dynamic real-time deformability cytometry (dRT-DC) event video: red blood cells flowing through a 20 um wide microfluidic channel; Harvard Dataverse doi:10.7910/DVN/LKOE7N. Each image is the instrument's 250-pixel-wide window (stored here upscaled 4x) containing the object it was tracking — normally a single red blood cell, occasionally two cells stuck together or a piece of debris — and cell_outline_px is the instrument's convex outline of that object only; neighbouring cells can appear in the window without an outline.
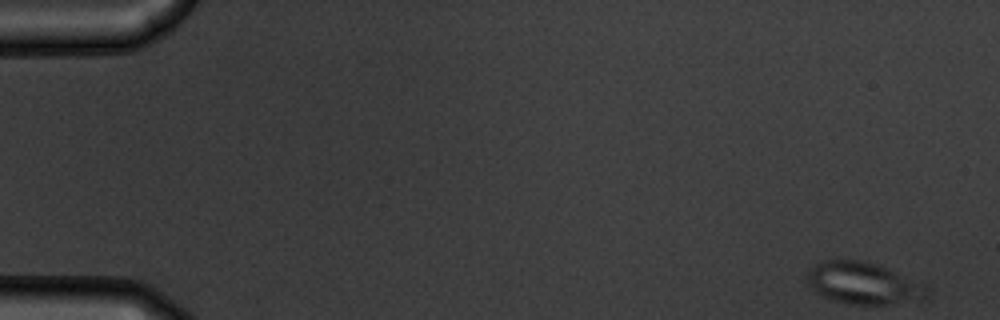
{"species": "common noctule bat (a hibernating species)", "species_latin": "Nyctalus noctula", "temperature_condition": "warm", "stored_images_in_passage": 54, "camera_frame_rate_fps": 3000, "um_per_image_px": 0.085, "animal": {"sex": "male", "body_mass_g": 19.5, "forearm_length_mm": 54.6}, "frame": {"image": 1, "passage_image": 1, "time_ms": 0.0, "image_size_px": [1000, 320], "cell_outline_px": [[928, 296], [924, 300], [888, 304], [848, 304], [820, 296], [808, 284], [808, 272], [816, 264], [828, 260], [856, 260], [876, 264], [924, 284], [928, 292]], "centroid_in_image_um": [73.39, 24.1], "position_along_channel_um": 11.6, "area_um2": 28.84}}
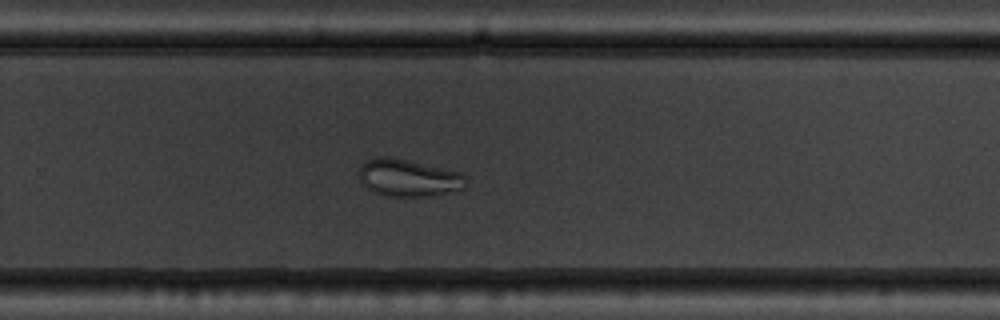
{"frame": {"image": 2, "passage_image": 36, "time_ms": 11.667, "image_size_px": [1000, 320], "cell_outline_px": [[464, 188], [428, 196], [388, 196], [372, 192], [360, 180], [360, 168], [364, 160], [376, 156], [388, 156], [460, 172], [464, 176]], "centroid_in_image_um": [34.65, 15.1], "position_along_channel_um": 295.1, "area_um2": 22.83}}
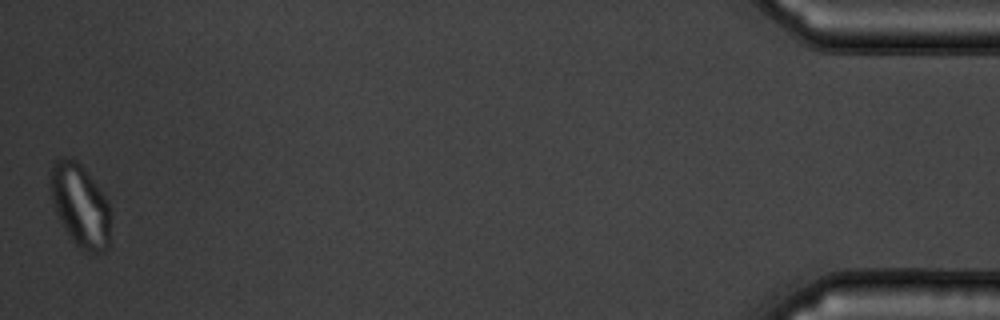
{"frame": {"image": 3, "passage_image": 54, "time_ms": 17.667, "image_size_px": [1000, 320], "cell_outline_px": [[108, 248], [104, 252], [88, 252], [80, 248], [76, 244], [68, 232], [56, 212], [52, 200], [52, 164], [56, 160], [64, 156], [72, 156], [80, 164], [108, 200]], "centroid_in_image_um": [6.82, 17.43], "position_along_channel_um": 428.4, "area_um2": 27.98}, "authors_computed_cell_mechanics": {"area_um2": 27.5417, "velocity_mm_per_s": 3.6549, "shape_relaxation_time_tau1_ms": 9.6289, "shape_relaxation_time_tau2_ms": 2.4363, "deformation_change_tau1": 0.1303, "deformation_change_tau2": 0.0622}}